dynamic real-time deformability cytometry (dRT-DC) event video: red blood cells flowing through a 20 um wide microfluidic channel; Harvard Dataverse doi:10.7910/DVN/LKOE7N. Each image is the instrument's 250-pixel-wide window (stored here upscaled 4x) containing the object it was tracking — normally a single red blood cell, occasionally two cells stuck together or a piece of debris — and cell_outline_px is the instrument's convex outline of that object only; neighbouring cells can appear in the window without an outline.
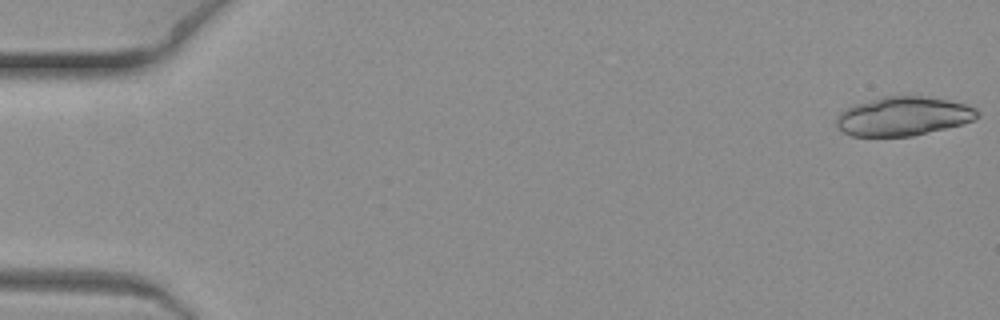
{"species": "common noctule bat (a hibernating species)", "species_latin": "Nyctalus noctula", "temperature_condition": "warm", "stored_images_in_passage": 10, "camera_frame_rate_fps": 3000, "um_per_image_px": 0.085, "animal": {"sex": "female", "body_mass_g": 19.3, "forearm_length_mm": 54.1}, "frame": {"image": 1, "passage_image": 1, "time_ms": 0.0, "image_size_px": [1000, 320], "cell_outline_px": [[980, 116], [964, 124], [912, 136], [852, 136], [836, 128], [836, 116], [840, 112], [856, 104], [884, 96], [924, 96], [948, 100], [968, 104], [976, 108], [980, 112]], "centroid_in_image_um": [76.81, 9.88], "position_along_channel_um": 8.2, "area_um2": 32.14}}